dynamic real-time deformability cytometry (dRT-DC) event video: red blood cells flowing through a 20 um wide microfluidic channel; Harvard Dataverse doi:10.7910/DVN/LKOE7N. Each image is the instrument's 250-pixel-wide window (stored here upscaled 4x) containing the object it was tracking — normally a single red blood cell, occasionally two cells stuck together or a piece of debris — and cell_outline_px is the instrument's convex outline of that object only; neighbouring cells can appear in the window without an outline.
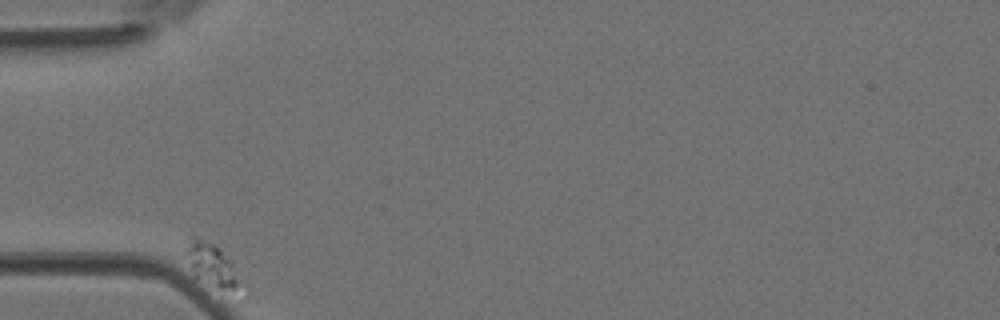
{"species": "Egyptian fruit bat (a non-hibernating species)", "species_latin": "Rousettus aegyptiacus", "temperature_condition": "room temperature", "stored_images_in_passage": 38, "camera_frame_rate_fps": 3000, "um_per_image_px": 0.085, "animal": {"sex": "female"}, "frame": {"image": 1, "passage_image": 1, "time_ms": 0.0, "image_size_px": [1000, 320], "cell_outline_px": [[248, 296], [220, 288], [192, 276], [188, 252], [188, 236], [196, 236], [220, 248], [232, 260], [248, 280]], "centroid_in_image_um": [18.3, 22.67], "position_along_channel_um": 66.7, "area_um2": 14.91}}
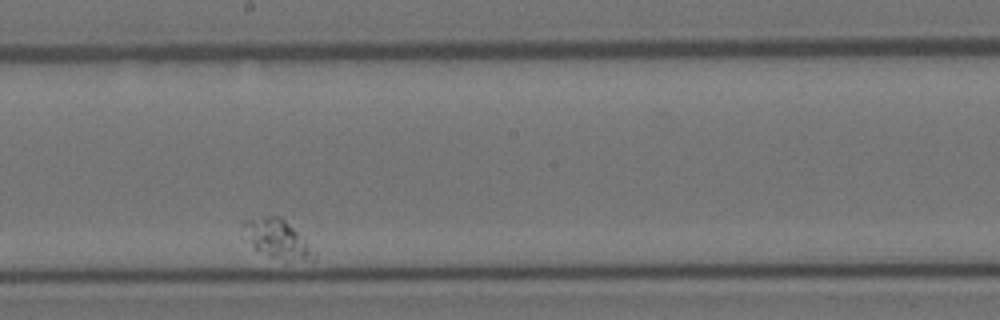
{"frame": {"image": 2, "passage_image": 22, "time_ms": 7.0, "image_size_px": [1000, 320], "cell_outline_px": [[308, 252], [304, 260], [268, 256], [256, 248], [252, 244], [244, 224], [248, 220], [264, 216], [280, 216], [296, 232], [308, 248]], "centroid_in_image_um": [23.45, 20.23], "position_along_channel_um": 224.8, "area_um2": 13.7}}
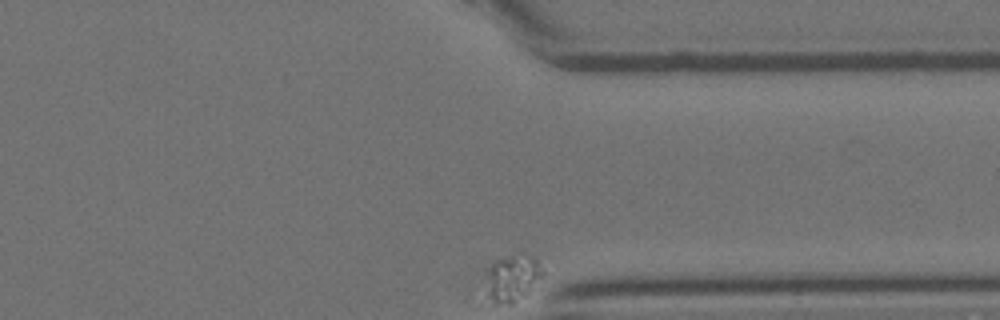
{"frame": {"image": 3, "passage_image": 38, "time_ms": 12.333, "image_size_px": [1000, 320], "cell_outline_px": [[544, 276], [524, 296], [512, 304], [492, 304], [488, 296], [488, 272], [492, 264], [496, 260], [516, 252], [524, 252], [536, 260], [544, 272]], "centroid_in_image_um": [43.59, 23.62], "position_along_channel_um": 367.8, "area_um2": 15.49}}